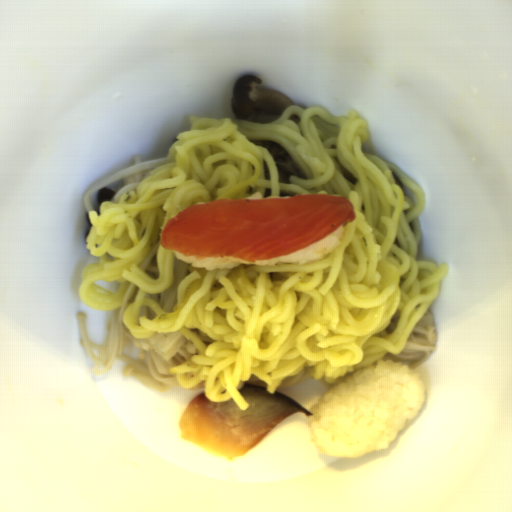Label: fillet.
<instances>
[{
    "label": "fillet",
    "instance_id": "fillet-1",
    "mask_svg": "<svg viewBox=\"0 0 512 512\" xmlns=\"http://www.w3.org/2000/svg\"><path fill=\"white\" fill-rule=\"evenodd\" d=\"M344 196L299 194L287 198H223L194 203L162 227L160 246L198 261H260L288 256L354 221Z\"/></svg>",
    "mask_w": 512,
    "mask_h": 512
},
{
    "label": "fillet",
    "instance_id": "fillet-2",
    "mask_svg": "<svg viewBox=\"0 0 512 512\" xmlns=\"http://www.w3.org/2000/svg\"><path fill=\"white\" fill-rule=\"evenodd\" d=\"M248 404L240 410L231 397L211 402L203 393L196 395L179 421L182 439L201 451L233 462L258 445L280 422L296 412L312 416L299 402L266 387L244 383L237 390Z\"/></svg>",
    "mask_w": 512,
    "mask_h": 512
}]
</instances>
